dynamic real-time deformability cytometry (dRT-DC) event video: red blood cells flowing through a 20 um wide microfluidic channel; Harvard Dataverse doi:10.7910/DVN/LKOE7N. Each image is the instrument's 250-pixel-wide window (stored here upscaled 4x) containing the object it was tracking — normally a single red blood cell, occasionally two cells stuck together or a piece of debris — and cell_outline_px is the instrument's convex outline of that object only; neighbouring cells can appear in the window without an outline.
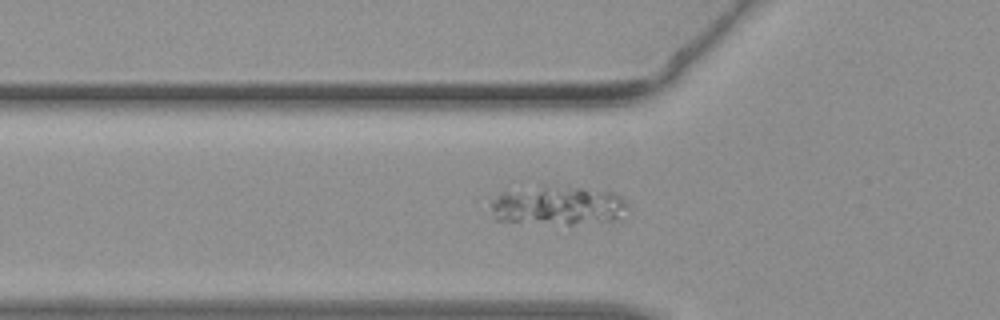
{"species": "common noctule bat (a hibernating species)", "species_latin": "Nyctalus noctula", "temperature_condition": "warm", "stored_images_in_passage": 47, "camera_frame_rate_fps": 3000, "um_per_image_px": 0.085, "animal": {"sex": "female", "body_mass_g": 19.3, "forearm_length_mm": 54.1}, "frame": {"image": 1, "passage_image": 17, "time_ms": 5.333, "image_size_px": [1000, 320], "cell_outline_px": [[628, 208], [612, 220], [572, 224], [568, 224], [496, 220], [492, 208], [492, 200], [500, 192], [544, 184], [616, 192], [628, 204]], "centroid_in_image_um": [47.4, 17.43], "position_along_channel_um": 78.4, "area_um2": 30.98}}
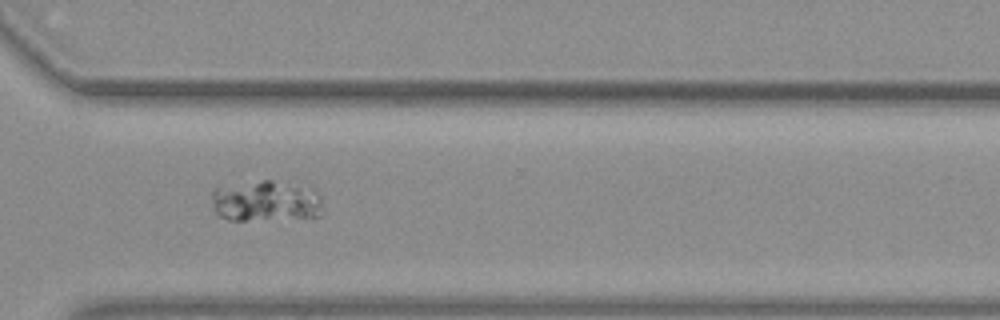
{"frame": {"image": 2, "passage_image": 35, "time_ms": 11.333, "image_size_px": [1000, 320], "cell_outline_px": [[320, 216], [312, 220], [228, 220], [220, 216], [216, 212], [212, 200], [212, 188], [264, 180], [272, 180], [316, 188], [320, 196]], "centroid_in_image_um": [22.67, 17.13], "position_along_channel_um": 347.9, "area_um2": 27.28}}
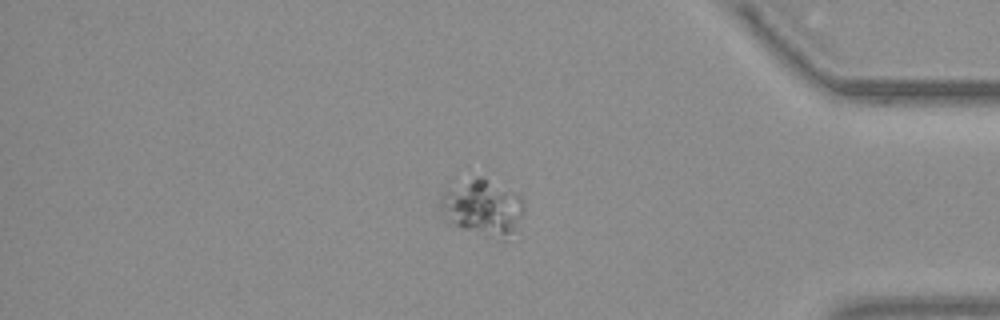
{"frame": {"image": 3, "passage_image": 40, "time_ms": 13.0, "image_size_px": [1000, 320], "cell_outline_px": [[524, 212], [508, 240], [500, 240], [448, 224], [440, 212], [440, 196], [444, 188], [476, 176], [484, 176], [516, 192], [520, 196], [524, 204]], "centroid_in_image_um": [40.99, 17.62], "position_along_channel_um": 394.2, "area_um2": 28.03}}